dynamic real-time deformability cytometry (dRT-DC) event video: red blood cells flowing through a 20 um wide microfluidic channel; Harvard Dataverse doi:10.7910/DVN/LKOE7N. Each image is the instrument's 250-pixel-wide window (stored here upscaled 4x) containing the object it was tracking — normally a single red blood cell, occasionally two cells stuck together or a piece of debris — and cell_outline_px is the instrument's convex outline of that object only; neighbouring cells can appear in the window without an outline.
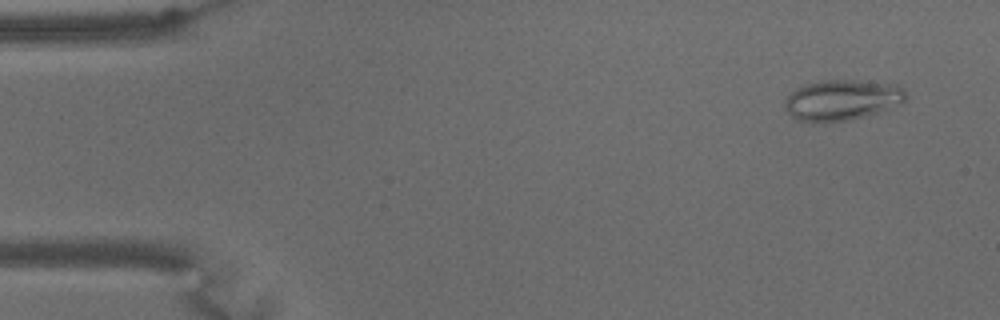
{"species": "common noctule bat (a hibernating species)", "species_latin": "Nyctalus noctula", "temperature_condition": "warm", "stored_images_in_passage": 64, "camera_frame_rate_fps": 3000, "um_per_image_px": 0.085, "animal": {"sex": "male", "body_mass_g": 15.6}, "frame": {"image": 1, "passage_image": 4, "time_ms": 1.0, "image_size_px": [1000, 320], "cell_outline_px": [[908, 96], [900, 104], [880, 112], [852, 120], [812, 124], [796, 120], [784, 108], [784, 104], [788, 96], [796, 88], [808, 84], [824, 80], [856, 80], [896, 84], [904, 88]], "centroid_in_image_um": [71.58, 8.53], "position_along_channel_um": 13.4, "area_um2": 29.13}}
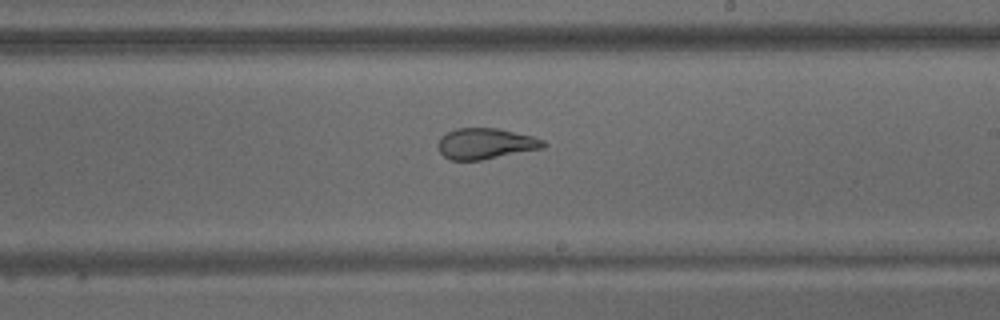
{"frame": {"image": 2, "passage_image": 37, "time_ms": 12.0, "image_size_px": [1000, 320], "cell_outline_px": [[548, 144], [544, 148], [480, 160], [452, 160], [444, 156], [440, 152], [440, 136], [456, 128], [496, 128], [532, 136], [544, 140]], "centroid_in_image_um": [41.31, 12.21], "position_along_channel_um": 247.7, "area_um2": 18.73}}
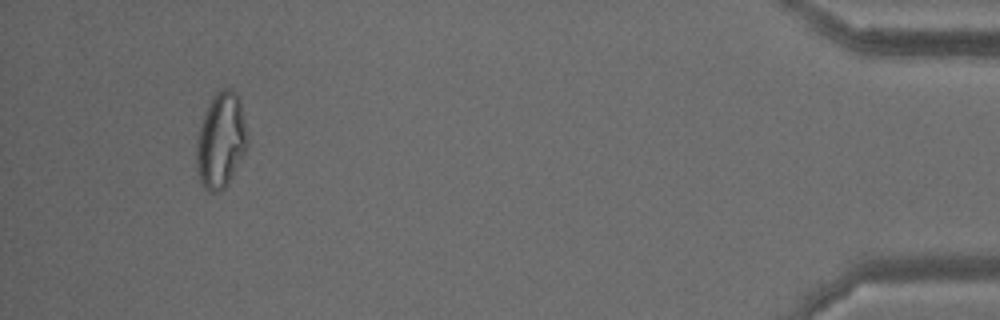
{"frame": {"image": 3, "passage_image": 60, "time_ms": 19.667, "image_size_px": [1000, 320], "cell_outline_px": [[244, 152], [228, 184], [220, 192], [208, 192], [200, 180], [196, 164], [196, 144], [200, 128], [208, 104], [216, 88], [232, 88], [236, 92], [240, 100], [244, 120]], "centroid_in_image_um": [18.73, 11.91], "position_along_channel_um": 416.5, "area_um2": 27.74}, "authors_computed_cell_mechanics": {"area_um2": 24.4783, "velocity_mm_per_s": 3.1191, "shape_relaxation_time_tau1_ms": null, "shape_relaxation_time_tau2_ms": 1.5745, "deformation_change_tau1": null, "deformation_change_tau2": 0.0822}}